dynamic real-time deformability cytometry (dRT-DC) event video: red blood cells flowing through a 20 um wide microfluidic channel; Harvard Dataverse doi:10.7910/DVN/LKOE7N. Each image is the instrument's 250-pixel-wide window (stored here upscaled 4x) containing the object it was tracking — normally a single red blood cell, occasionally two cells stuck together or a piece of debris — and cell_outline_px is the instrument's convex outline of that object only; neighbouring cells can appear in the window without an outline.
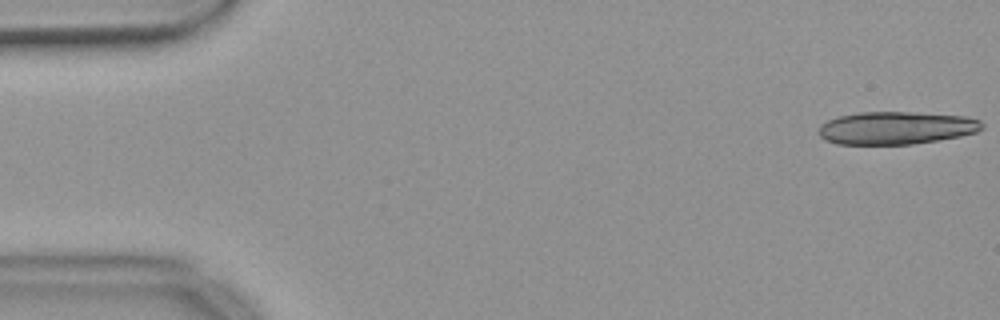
{"species": "common noctule bat (a hibernating species)", "species_latin": "Nyctalus noctula", "temperature_condition": "warm", "stored_images_in_passage": 18, "camera_frame_rate_fps": 3000, "um_per_image_px": 0.085, "animal": {"sex": "female", "body_mass_g": 18.4}, "frame": {"image": 1, "passage_image": 1, "time_ms": 0.0, "image_size_px": [1000, 320], "cell_outline_px": [[984, 128], [976, 132], [960, 136], [912, 144], [836, 144], [824, 140], [816, 132], [820, 124], [828, 120], [840, 116], [860, 112], [916, 112], [964, 116], [980, 120], [984, 124]], "centroid_in_image_um": [76.15, 10.87], "position_along_channel_um": 8.9, "area_um2": 31.33}}